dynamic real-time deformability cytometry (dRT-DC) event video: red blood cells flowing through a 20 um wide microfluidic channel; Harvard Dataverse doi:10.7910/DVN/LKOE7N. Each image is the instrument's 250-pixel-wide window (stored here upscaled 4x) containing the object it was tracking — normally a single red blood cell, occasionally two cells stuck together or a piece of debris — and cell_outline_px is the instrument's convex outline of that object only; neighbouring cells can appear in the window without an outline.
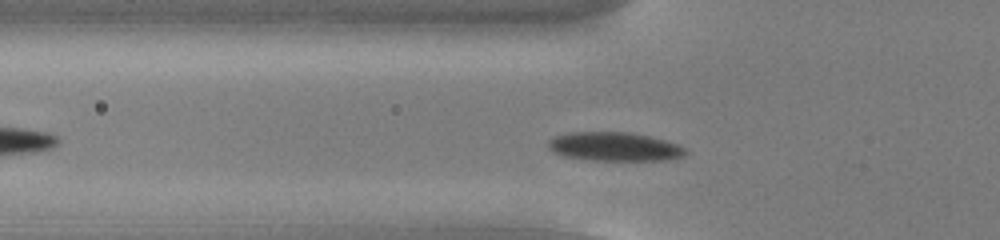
{"species": "common noctule bat (a hibernating species)", "species_latin": "Nyctalus noctula", "temperature_condition": "cold", "stored_images_in_passage": 42, "camera_frame_rate_fps": 3000, "um_per_image_px": 0.085, "animal": {"sex": "male", "body_mass_g": 13.0, "forearm_length_mm": 53.1}, "frame": {"image": 1, "passage_image": 10, "time_ms": 3.0, "image_size_px": [1000, 240], "cell_outline_px": [[688, 152], [684, 156], [668, 160], [588, 160], [564, 156], [552, 152], [548, 148], [548, 140], [556, 136], [568, 132], [632, 132], [664, 140], [676, 144], [684, 148]], "centroid_in_image_um": [52.2, 12.46], "position_along_channel_um": 73.6, "area_um2": 23.12}}
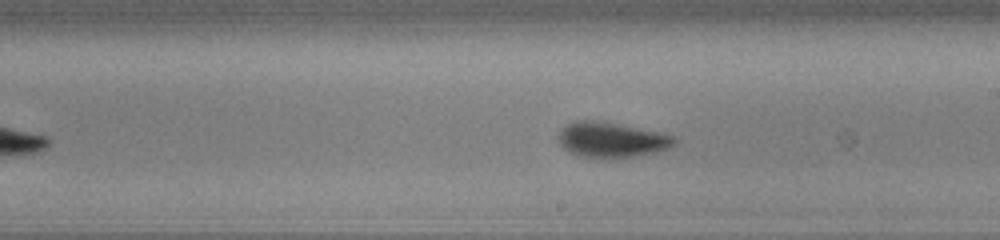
{"frame": {"image": 2, "passage_image": 23, "time_ms": 7.333, "image_size_px": [1000, 240], "cell_outline_px": [[680, 140], [676, 144], [668, 148], [656, 152], [632, 156], [600, 160], [580, 156], [564, 148], [560, 144], [556, 136], [560, 128], [564, 124], [576, 120], [604, 120], [676, 136]], "centroid_in_image_um": [51.95, 11.87], "position_along_channel_um": 237.0, "area_um2": 24.57}}
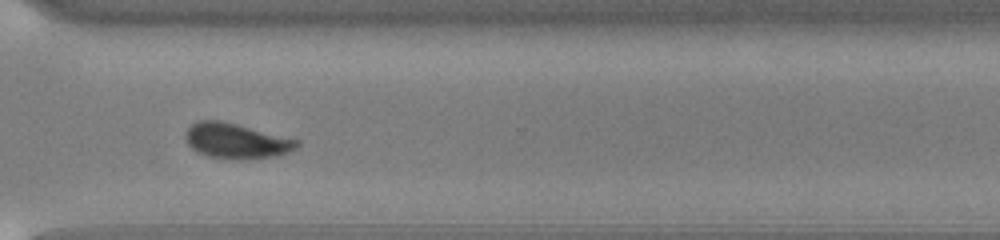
{"frame": {"image": 3, "passage_image": 32, "time_ms": 10.333, "image_size_px": [1000, 240], "cell_outline_px": [[300, 144], [296, 148], [288, 152], [276, 156], [240, 160], [236, 160], [208, 156], [196, 152], [188, 144], [184, 136], [184, 132], [192, 124], [200, 120], [220, 120], [300, 140]], "centroid_in_image_um": [20.07, 11.98], "position_along_channel_um": 350.5, "area_um2": 22.95}, "authors_computed_cell_mechanics": {"area_um2": 23.2356, "velocity_mm_per_s": 3.7791, "shape_relaxation_time_tau1_ms": 2.8239, "shape_relaxation_time_tau2_ms": null, "deformation_change_tau1": 0.1281, "deformation_change_tau2": null}}